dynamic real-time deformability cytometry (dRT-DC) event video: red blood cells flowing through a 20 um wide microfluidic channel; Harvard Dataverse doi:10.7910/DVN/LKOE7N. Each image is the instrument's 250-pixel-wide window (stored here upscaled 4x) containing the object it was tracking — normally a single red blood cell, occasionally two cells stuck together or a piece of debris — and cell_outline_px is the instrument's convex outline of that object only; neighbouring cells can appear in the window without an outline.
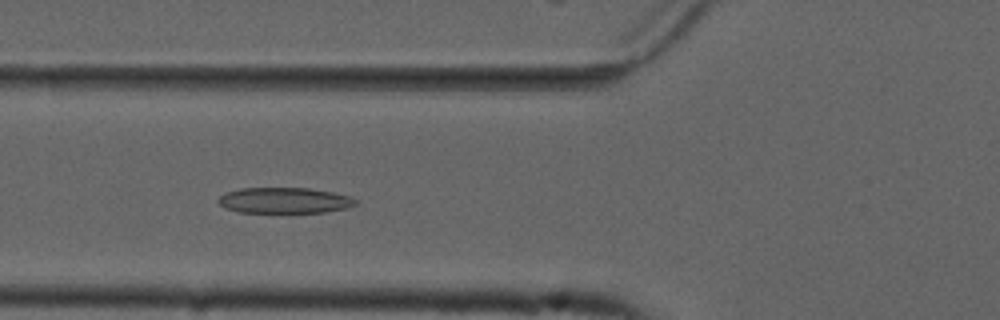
{"species": "common noctule bat (a hibernating species)", "species_latin": "Nyctalus noctula", "temperature_condition": "cold", "stored_images_in_passage": 43, "camera_frame_rate_fps": 3000, "um_per_image_px": 0.085, "animal": {"sex": "male", "forearm_length_mm": 52.5}, "frame": {"image": 1, "passage_image": 9, "time_ms": 2.667, "image_size_px": [1000, 320], "cell_outline_px": [[360, 200], [356, 204], [348, 208], [324, 212], [236, 212], [224, 208], [216, 200], [224, 192], [240, 188], [308, 188], [332, 192], [348, 196]], "centroid_in_image_um": [24.15, 17.03], "position_along_channel_um": 101.6, "area_um2": 20.75}}
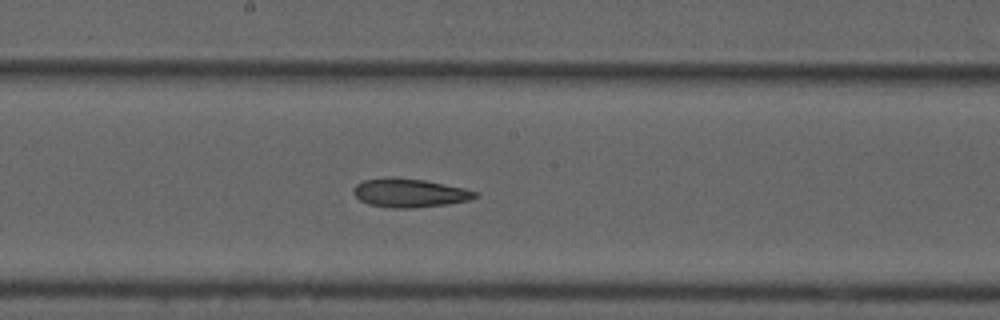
{"frame": {"image": 2, "passage_image": 18, "time_ms": 5.667, "image_size_px": [1000, 320], "cell_outline_px": [[480, 196], [468, 200], [448, 204], [412, 208], [388, 208], [368, 204], [360, 200], [352, 192], [356, 184], [364, 180], [424, 180], [464, 188], [480, 192]], "centroid_in_image_um": [34.88, 16.45], "position_along_channel_um": 213.3, "area_um2": 19.65}}
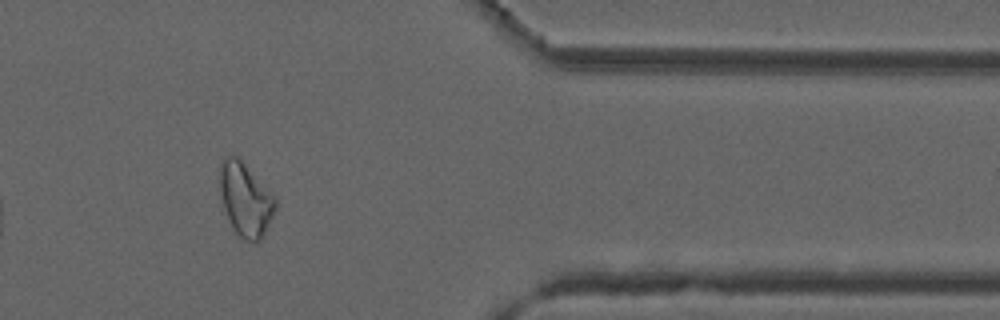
{"frame": {"image": 3, "passage_image": 34, "time_ms": 11.0, "image_size_px": [1000, 320], "cell_outline_px": [[276, 208], [260, 240], [256, 244], [244, 240], [236, 232], [224, 208], [220, 196], [220, 168], [224, 160], [228, 156], [236, 156], [276, 196]], "centroid_in_image_um": [20.88, 16.98], "position_along_channel_um": 390.5, "area_um2": 23.24}, "authors_computed_cell_mechanics": {"area_um2": 21.386, "velocity_mm_per_s": 3.7156, "shape_relaxation_time_tau1_ms": null, "shape_relaxation_time_tau2_ms": 4.9828, "deformation_change_tau1": null, "deformation_change_tau2": 0.1329}}